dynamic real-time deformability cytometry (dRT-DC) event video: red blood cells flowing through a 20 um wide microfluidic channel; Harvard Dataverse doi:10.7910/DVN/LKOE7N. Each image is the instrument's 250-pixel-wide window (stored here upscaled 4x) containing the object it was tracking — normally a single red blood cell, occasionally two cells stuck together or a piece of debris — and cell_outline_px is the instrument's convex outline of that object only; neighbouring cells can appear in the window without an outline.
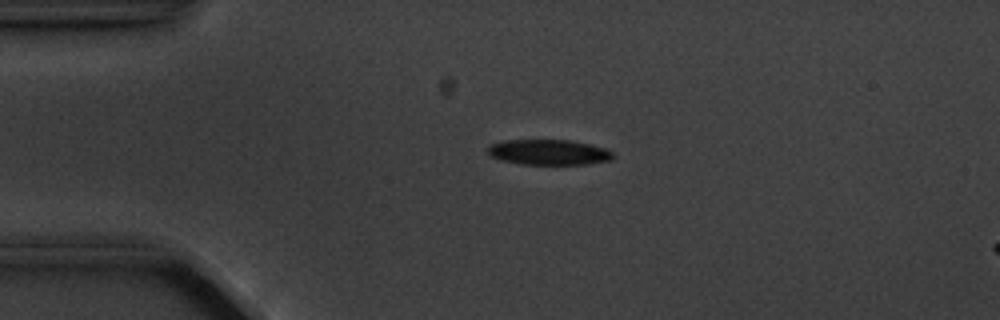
{"species": "common noctule bat (a hibernating species)", "species_latin": "Nyctalus noctula", "temperature_condition": "cold", "stored_images_in_passage": 5, "camera_frame_rate_fps": 3000, "um_per_image_px": 0.085, "animal": {"sex": "male", "body_mass_g": 20.1, "forearm_length_mm": 53.5}, "frame": {"image": 1, "passage_image": 4, "time_ms": 3.667, "image_size_px": [1000, 320], "cell_outline_px": [[616, 156], [612, 160], [588, 164], [524, 164], [500, 160], [492, 156], [488, 152], [488, 148], [492, 144], [504, 140], [568, 140], [588, 144], [604, 148], [612, 152]], "centroid_in_image_um": [46.68, 12.94], "position_along_channel_um": 38.3, "area_um2": 18.38}}